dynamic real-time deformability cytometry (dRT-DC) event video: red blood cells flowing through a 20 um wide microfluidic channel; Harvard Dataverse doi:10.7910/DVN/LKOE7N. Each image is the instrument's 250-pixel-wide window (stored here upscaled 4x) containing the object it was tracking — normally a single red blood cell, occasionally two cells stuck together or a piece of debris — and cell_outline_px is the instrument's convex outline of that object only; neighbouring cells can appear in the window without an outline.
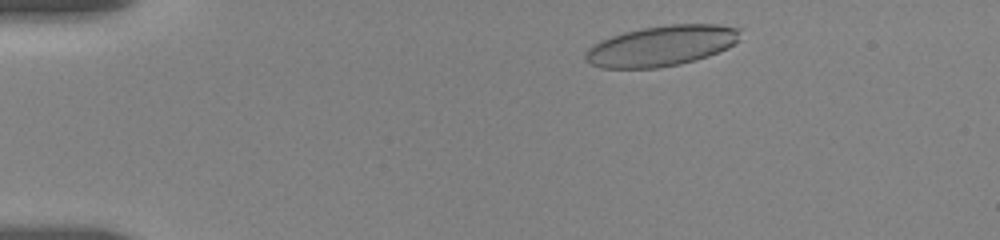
{"species": "human", "species_latin": "Homo sapiens", "temperature_condition": "room temperature", "stored_images_in_passage": 16, "camera_frame_rate_fps": 3000, "um_per_image_px": 0.085, "donor": {"sex": "female"}, "frame": {"image": 1, "passage_image": 2, "time_ms": 0.667, "image_size_px": [1000, 240], "cell_outline_px": [[740, 40], [728, 48], [708, 56], [696, 60], [680, 64], [656, 68], [600, 68], [592, 64], [584, 56], [584, 52], [592, 44], [612, 36], [624, 32], [644, 28], [668, 24], [716, 24], [740, 28]], "centroid_in_image_um": [56.25, 3.89], "position_along_channel_um": 28.8, "area_um2": 36.59}}
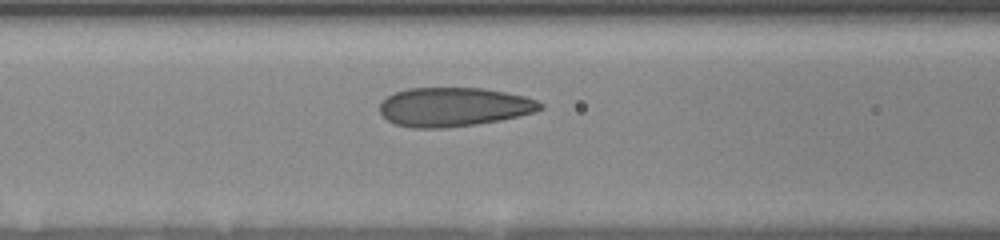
{"frame": {"image": 2, "passage_image": 9, "time_ms": 5.333, "image_size_px": [1000, 240], "cell_outline_px": [[544, 108], [532, 112], [500, 120], [476, 124], [440, 128], [412, 128], [396, 124], [388, 120], [380, 112], [380, 100], [396, 92], [408, 88], [484, 88], [524, 96], [536, 100], [544, 104]], "centroid_in_image_um": [38.55, 9.08], "position_along_channel_um": 128.1, "area_um2": 36.3}}
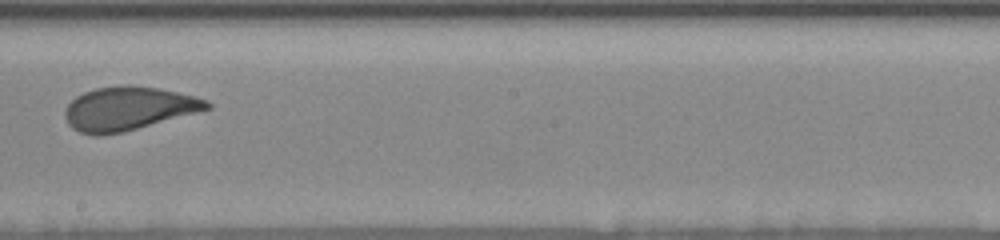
{"frame": {"image": 3, "passage_image": 14, "time_ms": 8.333, "image_size_px": [1000, 240], "cell_outline_px": [[212, 108], [124, 132], [100, 136], [92, 136], [80, 132], [72, 128], [68, 124], [64, 116], [64, 112], [68, 104], [76, 96], [84, 92], [96, 88], [124, 84], [128, 84], [160, 88], [208, 100], [212, 104]], "centroid_in_image_um": [10.88, 9.23], "position_along_channel_um": 237.3, "area_um2": 36.24}}